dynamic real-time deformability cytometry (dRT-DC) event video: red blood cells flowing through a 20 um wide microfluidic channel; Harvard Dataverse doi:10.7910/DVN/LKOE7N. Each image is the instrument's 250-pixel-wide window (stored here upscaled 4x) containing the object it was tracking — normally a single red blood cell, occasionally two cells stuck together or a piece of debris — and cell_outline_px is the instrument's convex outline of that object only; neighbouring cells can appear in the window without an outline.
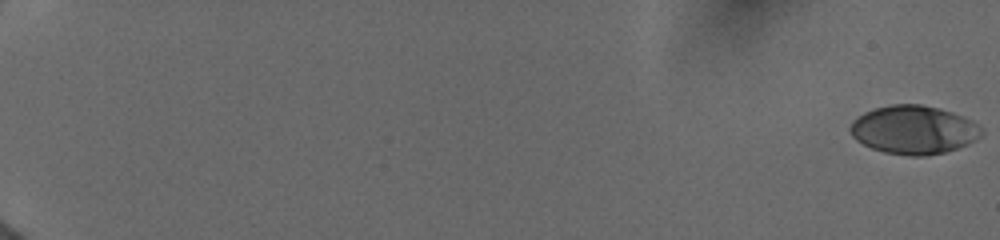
{"species": "human", "species_latin": "Homo sapiens", "temperature_condition": "cold", "stored_images_in_passage": 56, "camera_frame_rate_fps": 3000, "um_per_image_px": 0.085, "donor": {"sex": "female"}, "frame": {"image": 1, "passage_image": 1, "time_ms": 0.0, "image_size_px": [1000, 240], "cell_outline_px": [[984, 132], [976, 140], [968, 144], [944, 152], [924, 156], [912, 156], [884, 152], [872, 148], [856, 140], [852, 136], [848, 128], [852, 120], [856, 116], [864, 112], [876, 108], [892, 104], [920, 104], [940, 108], [964, 116], [972, 120]], "centroid_in_image_um": [77.64, 11.02], "position_along_channel_um": 7.4, "area_um2": 37.22}}
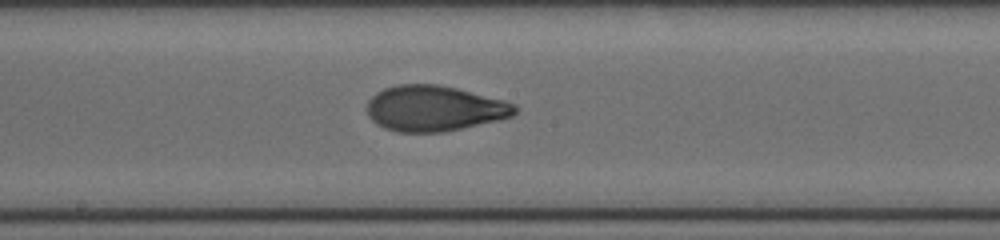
{"frame": {"image": 2, "passage_image": 29, "time_ms": 11.0, "image_size_px": [1000, 240], "cell_outline_px": [[516, 112], [512, 116], [500, 120], [444, 132], [396, 132], [384, 128], [376, 124], [368, 116], [368, 100], [376, 92], [384, 88], [396, 84], [440, 84], [504, 100], [516, 104]], "centroid_in_image_um": [36.91, 9.21], "position_along_channel_um": 211.3, "area_um2": 39.48}}
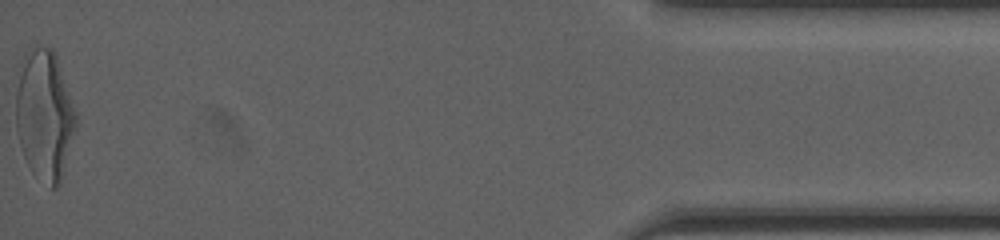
{"frame": {"image": 3, "passage_image": 56, "time_ms": 18.333, "image_size_px": [1000, 240], "cell_outline_px": [[76, 124], [60, 184], [56, 188], [52, 188], [28, 164], [24, 156], [20, 144], [16, 128], [16, 96], [24, 52], [36, 44], [52, 48], [56, 56], [76, 112]], "centroid_in_image_um": [3.78, 9.71], "position_along_channel_um": 431.4, "area_um2": 44.62}, "authors_computed_cell_mechanics": {"area_um2": 38.4081, "velocity_mm_per_s": 3.9721, "shape_relaxation_time_tau1_ms": 5.1036, "shape_relaxation_time_tau2_ms": 1.0755, "deformation_change_tau1": 0.2073, "deformation_change_tau2": 0.0684}}